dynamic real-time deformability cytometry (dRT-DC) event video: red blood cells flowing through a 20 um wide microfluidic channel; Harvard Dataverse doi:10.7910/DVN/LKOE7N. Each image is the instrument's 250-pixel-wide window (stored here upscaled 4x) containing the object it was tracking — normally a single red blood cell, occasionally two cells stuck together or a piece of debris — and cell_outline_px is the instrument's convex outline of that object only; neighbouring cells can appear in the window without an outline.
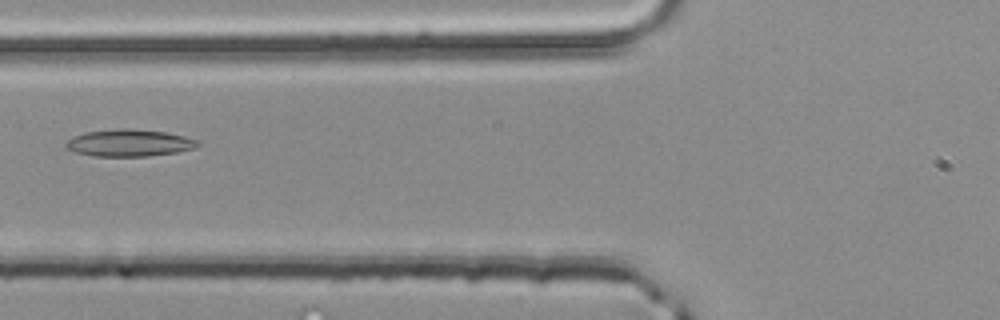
{"species": "common noctule bat (a hibernating species)", "species_latin": "Nyctalus noctula", "temperature_condition": "room temperature", "stored_images_in_passage": 4, "camera_frame_rate_fps": 3000, "um_per_image_px": 0.085, "animal": {"sex": "male", "body_mass_g": 20.4}, "frame": {"image": 1, "passage_image": 4, "time_ms": 1.0, "image_size_px": [1000, 320], "cell_outline_px": [[200, 144], [196, 148], [176, 152], [148, 156], [92, 156], [76, 152], [68, 148], [64, 144], [68, 140], [84, 132], [120, 128], [128, 128], [168, 132], [184, 136], [196, 140]], "centroid_in_image_um": [11.01, 12.14], "position_along_channel_um": 114.8, "area_um2": 20.69}}